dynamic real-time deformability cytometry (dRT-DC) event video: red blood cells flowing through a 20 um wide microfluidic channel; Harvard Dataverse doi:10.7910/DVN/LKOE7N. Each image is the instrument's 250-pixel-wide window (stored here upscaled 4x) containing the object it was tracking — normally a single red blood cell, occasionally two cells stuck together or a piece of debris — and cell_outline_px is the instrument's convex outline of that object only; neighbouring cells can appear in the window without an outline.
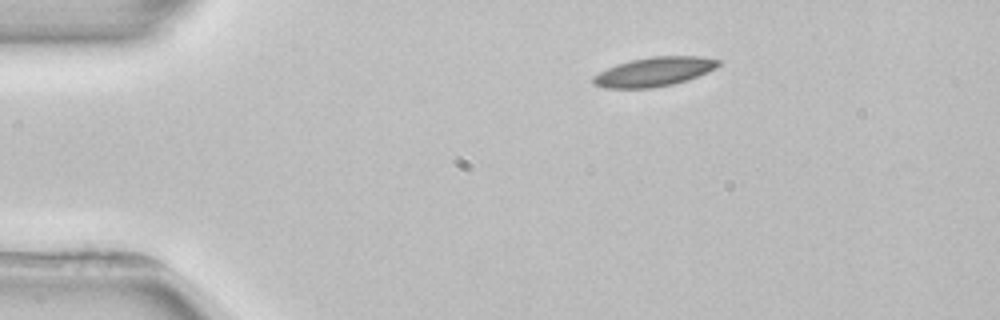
{"species": "common noctule bat (a hibernating species)", "species_latin": "Nyctalus noctula", "temperature_condition": "room temperature", "stored_images_in_passage": 3, "camera_frame_rate_fps": 3000, "um_per_image_px": 0.085, "animal": {"sex": "female", "body_mass_g": 22.7, "forearm_length_mm": 54.2}, "frame": {"image": 1, "passage_image": 1, "time_ms": 0.0, "image_size_px": [1000, 320], "cell_outline_px": [[720, 64], [716, 68], [708, 72], [672, 84], [652, 88], [604, 88], [592, 84], [592, 76], [616, 64], [632, 60], [652, 56], [704, 56], [720, 60]], "centroid_in_image_um": [55.59, 6.09], "position_along_channel_um": 29.4, "area_um2": 21.21}}
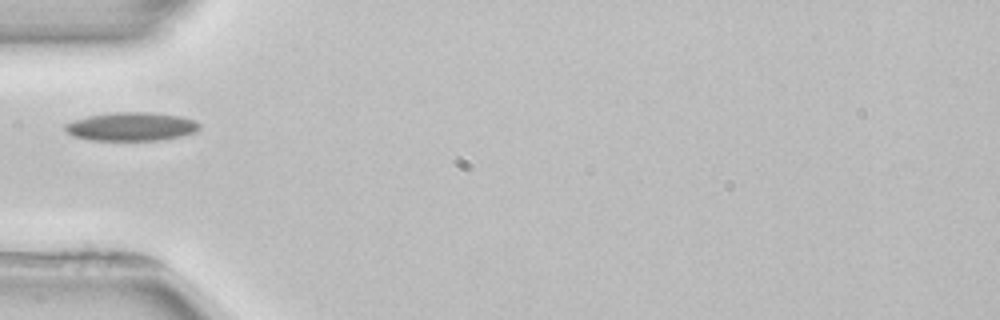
{"frame": {"image": 2, "passage_image": 3, "time_ms": 2.667, "image_size_px": [1000, 320], "cell_outline_px": [[200, 128], [196, 132], [180, 136], [156, 140], [92, 140], [76, 136], [68, 132], [64, 128], [64, 124], [88, 116], [112, 112], [152, 112], [180, 116], [196, 120], [200, 124]], "centroid_in_image_um": [11.21, 10.75], "position_along_channel_um": 73.8, "area_um2": 22.2}}